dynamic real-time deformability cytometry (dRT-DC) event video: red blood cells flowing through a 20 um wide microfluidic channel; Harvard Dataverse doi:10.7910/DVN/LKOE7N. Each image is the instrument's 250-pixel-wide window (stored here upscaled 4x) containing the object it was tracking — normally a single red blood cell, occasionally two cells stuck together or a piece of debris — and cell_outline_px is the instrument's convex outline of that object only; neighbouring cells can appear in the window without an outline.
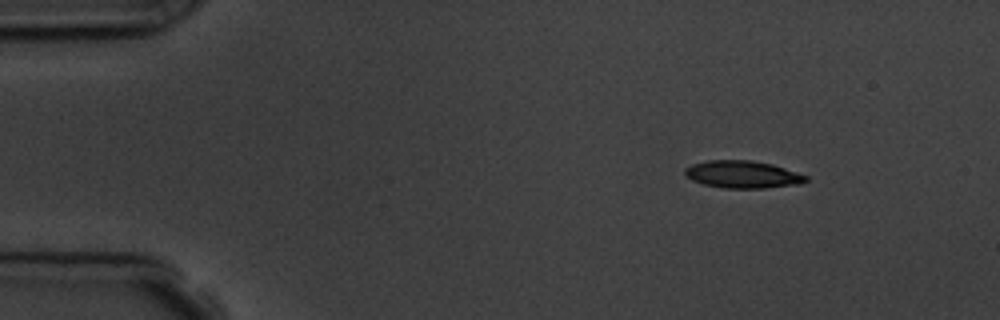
{"species": "common noctule bat (a hibernating species)", "species_latin": "Nyctalus noctula", "temperature_condition": "room temperature", "stored_images_in_passage": 10, "camera_frame_rate_fps": 3000, "um_per_image_px": 0.085, "animal": {"sex": "male", "body_mass_g": 19.5, "forearm_length_mm": 54.6}, "frame": {"image": 1, "passage_image": 1, "time_ms": 0.0, "image_size_px": [1000, 320], "cell_outline_px": [[808, 180], [800, 184], [764, 188], [724, 188], [704, 184], [692, 180], [684, 172], [684, 168], [692, 164], [708, 160], [752, 160], [772, 164], [808, 176]], "centroid_in_image_um": [63.13, 14.82], "position_along_channel_um": 21.9, "area_um2": 19.25}}
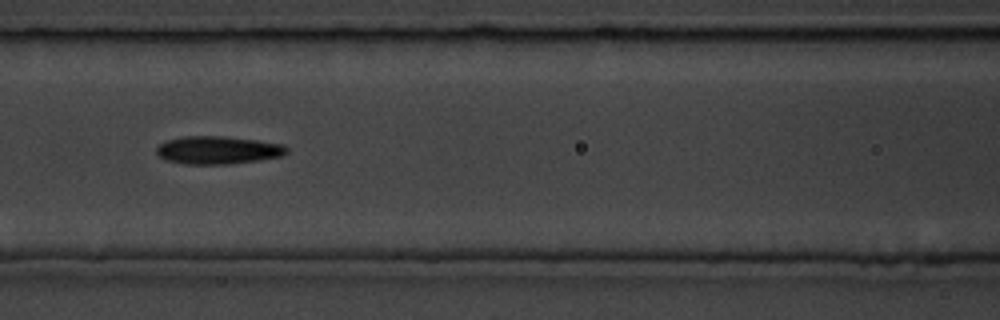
{"frame": {"image": 2, "passage_image": 6, "time_ms": 5.667, "image_size_px": [1000, 320], "cell_outline_px": [[288, 152], [280, 156], [256, 160], [228, 164], [184, 164], [168, 160], [160, 156], [156, 152], [156, 148], [160, 144], [168, 140], [180, 136], [224, 136], [256, 140], [284, 144], [288, 148]], "centroid_in_image_um": [18.52, 12.75], "position_along_channel_um": 148.1, "area_um2": 21.04}}
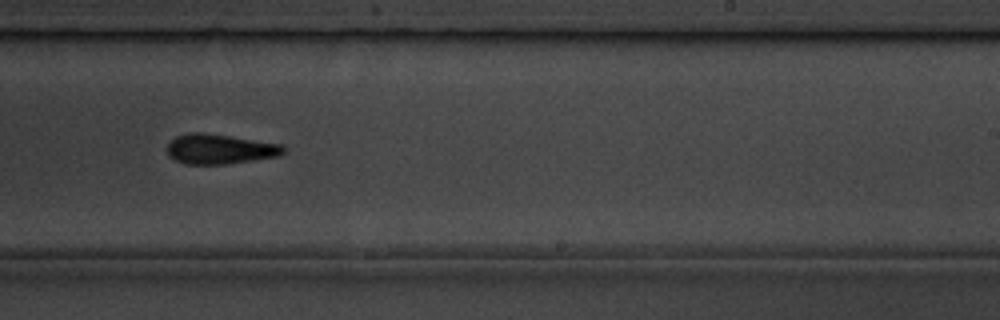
{"frame": {"image": 3, "passage_image": 9, "time_ms": 9.0, "image_size_px": [1000, 320], "cell_outline_px": [[284, 152], [280, 156], [224, 164], [184, 164], [168, 156], [168, 140], [176, 136], [188, 132], [200, 132], [284, 144]], "centroid_in_image_um": [18.66, 12.66], "position_along_channel_um": 270.3, "area_um2": 20.29}}